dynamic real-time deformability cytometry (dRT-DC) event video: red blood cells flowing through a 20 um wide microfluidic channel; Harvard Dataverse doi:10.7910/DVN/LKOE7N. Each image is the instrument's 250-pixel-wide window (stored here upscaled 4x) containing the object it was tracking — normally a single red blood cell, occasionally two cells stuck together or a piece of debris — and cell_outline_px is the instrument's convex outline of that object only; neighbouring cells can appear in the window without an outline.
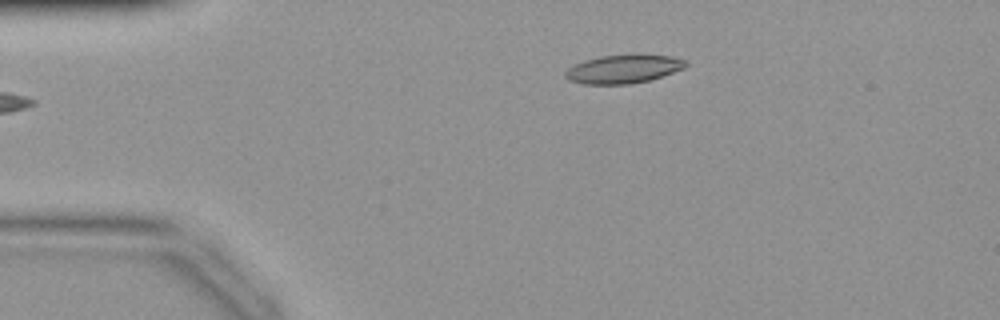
{"species": "common noctule bat (a hibernating species)", "species_latin": "Nyctalus noctula", "temperature_condition": "warm", "stored_images_in_passage": 17, "camera_frame_rate_fps": 3000, "um_per_image_px": 0.085, "animal": {"sex": "female", "body_mass_g": 19.9}, "frame": {"image": 1, "passage_image": 1, "time_ms": 0.0, "image_size_px": [1000, 320], "cell_outline_px": [[688, 64], [684, 68], [648, 80], [628, 84], [584, 84], [568, 80], [564, 76], [564, 72], [568, 68], [584, 60], [600, 56], [672, 56], [688, 60]], "centroid_in_image_um": [52.95, 5.88], "position_along_channel_um": 32.0, "area_um2": 19.48}}
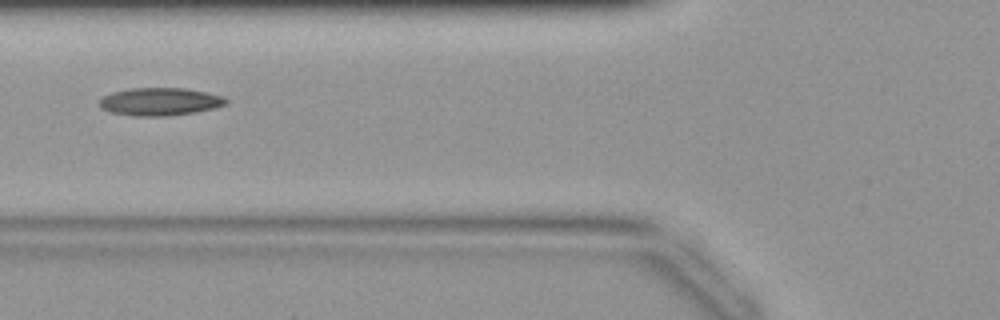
{"frame": {"image": 2, "passage_image": 9, "time_ms": 2.667, "image_size_px": [1000, 320], "cell_outline_px": [[228, 100], [224, 104], [216, 108], [196, 112], [164, 116], [132, 116], [112, 112], [100, 108], [100, 100], [104, 96], [112, 92], [128, 88], [184, 88], [208, 92], [224, 96]], "centroid_in_image_um": [13.61, 8.63], "position_along_channel_um": 112.2, "area_um2": 20.58}}
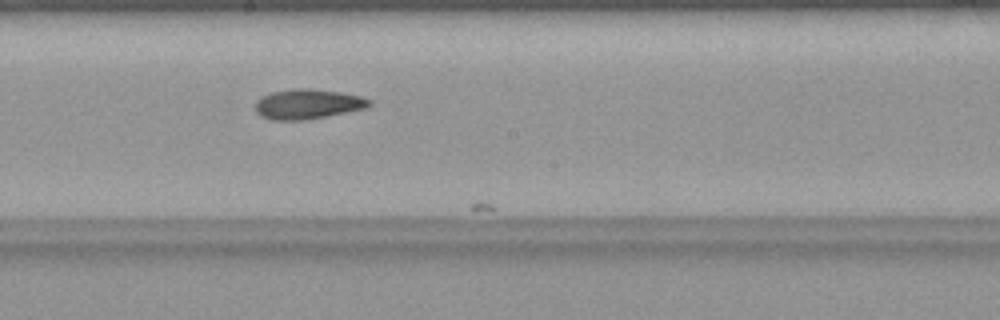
{"frame": {"image": 3, "passage_image": 16, "time_ms": 5.0, "image_size_px": [1000, 320], "cell_outline_px": [[372, 104], [364, 108], [304, 120], [272, 120], [260, 116], [256, 112], [256, 100], [260, 96], [272, 92], [292, 88], [312, 88], [340, 92], [360, 96], [372, 100]], "centroid_in_image_um": [26.11, 8.83], "position_along_channel_um": 222.1, "area_um2": 19.83}}